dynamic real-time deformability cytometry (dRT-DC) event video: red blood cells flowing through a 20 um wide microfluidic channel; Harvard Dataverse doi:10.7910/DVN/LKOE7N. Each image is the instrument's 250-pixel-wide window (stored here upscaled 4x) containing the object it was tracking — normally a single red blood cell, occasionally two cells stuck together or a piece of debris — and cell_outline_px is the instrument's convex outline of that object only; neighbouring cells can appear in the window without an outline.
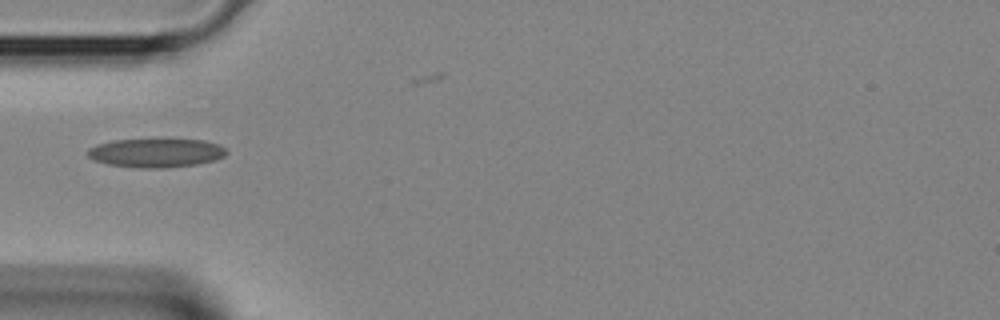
{"species": "Egyptian fruit bat (a non-hibernating species)", "species_latin": "Rousettus aegyptiacus", "temperature_condition": "room temperature", "stored_images_in_passage": 4, "camera_frame_rate_fps": 3000, "um_per_image_px": 0.085, "animal": {"sex": "female"}, "frame": {"image": 1, "passage_image": 4, "time_ms": 1.0, "image_size_px": [1000, 320], "cell_outline_px": [[228, 152], [224, 156], [216, 160], [196, 164], [164, 168], [140, 168], [108, 164], [96, 160], [88, 156], [84, 152], [88, 148], [96, 144], [112, 140], [204, 140], [220, 144]], "centroid_in_image_um": [13.25, 12.99], "position_along_channel_um": 71.7, "area_um2": 23.29}}